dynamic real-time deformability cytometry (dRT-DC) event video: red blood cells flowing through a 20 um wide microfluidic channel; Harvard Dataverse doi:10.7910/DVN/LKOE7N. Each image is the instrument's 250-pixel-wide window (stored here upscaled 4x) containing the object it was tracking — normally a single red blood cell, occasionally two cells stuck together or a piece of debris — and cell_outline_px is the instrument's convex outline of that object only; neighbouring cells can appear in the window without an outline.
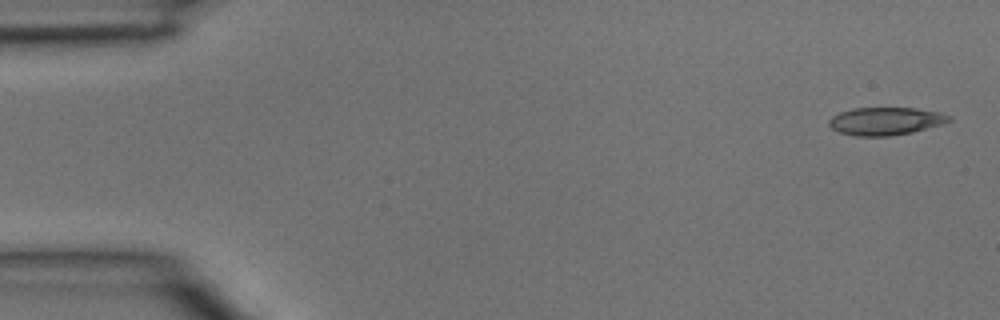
{"species": "common noctule bat (a hibernating species)", "species_latin": "Nyctalus noctula", "temperature_condition": "room temperature", "stored_images_in_passage": 4, "segment_of_instrument_passage": [2, 2], "camera_frame_rate_fps": 3000, "um_per_image_px": 0.085, "animal": {"sex": "male", "body_mass_g": 15.6}, "frame": {"image": 1, "passage_image": 4, "time_ms": 1.0, "image_size_px": [1000, 320], "cell_outline_px": [[952, 120], [944, 124], [912, 132], [888, 136], [856, 136], [840, 132], [832, 128], [828, 124], [828, 120], [832, 116], [840, 112], [852, 108], [916, 108], [940, 112], [952, 116]], "centroid_in_image_um": [75.3, 10.29], "position_along_channel_um": 9.7, "area_um2": 19.54}}